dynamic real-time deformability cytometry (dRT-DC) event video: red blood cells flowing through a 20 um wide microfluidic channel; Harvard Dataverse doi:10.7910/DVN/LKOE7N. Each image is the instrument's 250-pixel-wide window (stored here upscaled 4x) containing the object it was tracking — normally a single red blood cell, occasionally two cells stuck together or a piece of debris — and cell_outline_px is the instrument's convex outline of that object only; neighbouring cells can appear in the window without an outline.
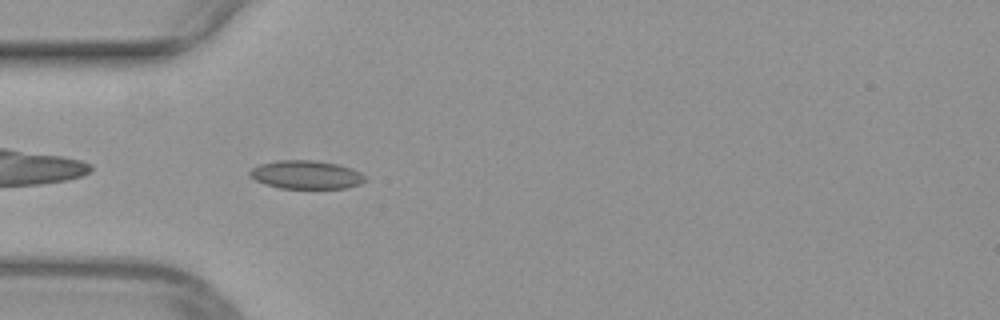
{"species": "common noctule bat (a hibernating species)", "species_latin": "Nyctalus noctula", "temperature_condition": "warm", "stored_images_in_passage": 37, "camera_frame_rate_fps": 3000, "um_per_image_px": 0.085, "animal": {"sex": "female", "body_mass_g": 29.2, "forearm_length_mm": 56.3}, "frame": {"image": 1, "passage_image": 2, "time_ms": 0.333, "image_size_px": [1000, 320], "cell_outline_px": [[368, 180], [360, 184], [344, 188], [280, 188], [264, 184], [256, 180], [248, 172], [252, 168], [260, 164], [276, 160], [312, 160], [336, 164], [352, 168], [360, 172]], "centroid_in_image_um": [26.03, 14.85], "position_along_channel_um": 59.0, "area_um2": 19.02}}
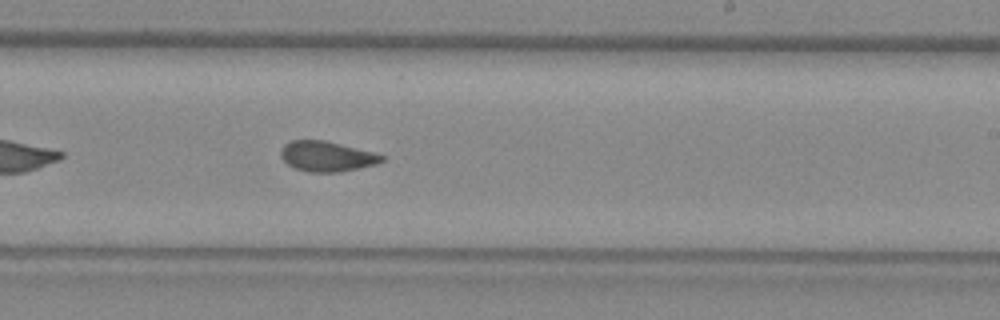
{"frame": {"image": 2, "passage_image": 17, "time_ms": 5.333, "image_size_px": [1000, 320], "cell_outline_px": [[384, 160], [376, 164], [340, 172], [308, 172], [296, 168], [288, 164], [280, 156], [280, 152], [284, 144], [292, 140], [324, 140], [372, 152], [384, 156]], "centroid_in_image_um": [27.75, 13.29], "position_along_channel_um": 261.3, "area_um2": 17.57}}
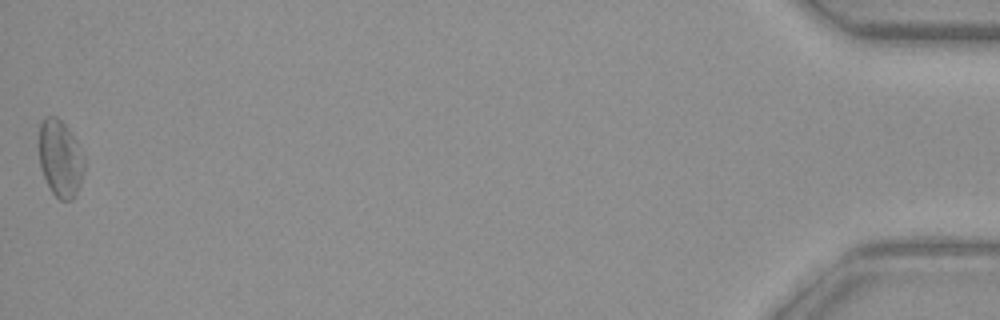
{"frame": {"image": 3, "passage_image": 37, "time_ms": 12.0, "image_size_px": [1000, 320], "cell_outline_px": [[84, 172], [80, 184], [72, 200], [60, 200], [52, 192], [44, 176], [40, 164], [40, 124], [44, 116], [56, 116], [68, 128], [84, 156]], "centroid_in_image_um": [5.13, 13.46], "position_along_channel_um": 430.1, "area_um2": 19.94}}